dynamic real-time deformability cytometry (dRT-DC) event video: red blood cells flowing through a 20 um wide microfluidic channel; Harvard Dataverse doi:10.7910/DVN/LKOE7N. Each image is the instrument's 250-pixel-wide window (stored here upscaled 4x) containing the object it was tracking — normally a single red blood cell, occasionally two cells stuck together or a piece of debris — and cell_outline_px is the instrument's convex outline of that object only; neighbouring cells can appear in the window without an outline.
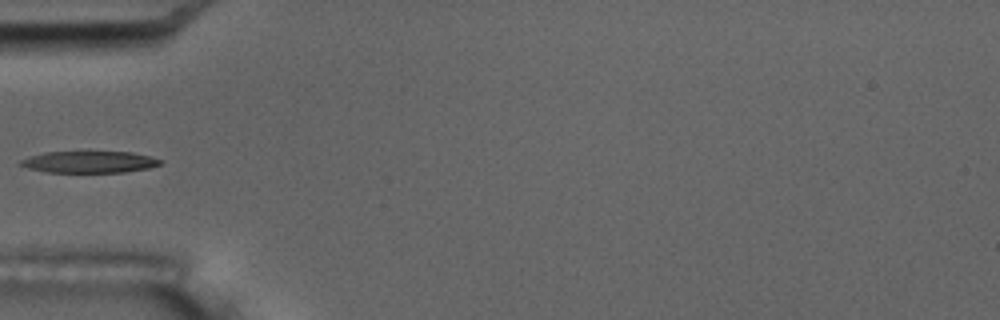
{"species": "common noctule bat (a hibernating species)", "species_latin": "Nyctalus noctula", "temperature_condition": "room temperature", "stored_images_in_passage": 7, "segment_of_instrument_passage": [2, 2], "camera_frame_rate_fps": 3000, "um_per_image_px": 0.085, "animal": {"sex": "male", "body_mass_g": 17.5, "forearm_length_mm": 52.3}, "frame": {"image": 1, "passage_image": 6, "time_ms": 6.0, "image_size_px": [1000, 320], "cell_outline_px": [[164, 164], [148, 168], [124, 172], [48, 172], [28, 168], [20, 164], [20, 160], [28, 156], [44, 152], [132, 152], [164, 160]], "centroid_in_image_um": [7.62, 13.76], "position_along_channel_um": 77.4, "area_um2": 17.63}}